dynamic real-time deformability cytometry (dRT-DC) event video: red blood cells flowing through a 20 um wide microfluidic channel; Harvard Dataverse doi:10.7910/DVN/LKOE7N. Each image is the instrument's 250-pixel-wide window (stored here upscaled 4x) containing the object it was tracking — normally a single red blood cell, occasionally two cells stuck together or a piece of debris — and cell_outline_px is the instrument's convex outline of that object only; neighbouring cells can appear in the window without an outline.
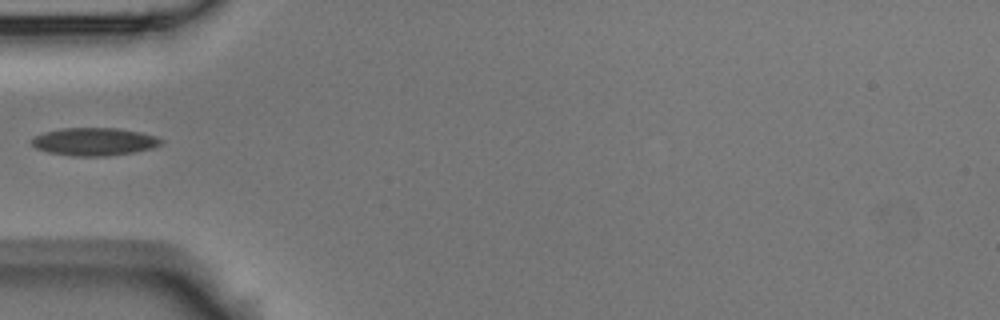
{"species": "Egyptian fruit bat (a non-hibernating species)", "species_latin": "Rousettus aegyptiacus", "temperature_condition": "room temperature", "stored_images_in_passage": 4, "camera_frame_rate_fps": 3000, "um_per_image_px": 0.085, "animal": {"sex": "male"}, "frame": {"image": 1, "passage_image": 4, "time_ms": 1.0, "image_size_px": [1000, 320], "cell_outline_px": [[164, 140], [160, 144], [152, 148], [136, 152], [108, 156], [72, 156], [48, 152], [36, 148], [32, 144], [32, 140], [36, 136], [44, 132], [64, 128], [116, 128], [140, 132], [156, 136]], "centroid_in_image_um": [8.04, 12.04], "position_along_channel_um": 77.0, "area_um2": 20.92}}